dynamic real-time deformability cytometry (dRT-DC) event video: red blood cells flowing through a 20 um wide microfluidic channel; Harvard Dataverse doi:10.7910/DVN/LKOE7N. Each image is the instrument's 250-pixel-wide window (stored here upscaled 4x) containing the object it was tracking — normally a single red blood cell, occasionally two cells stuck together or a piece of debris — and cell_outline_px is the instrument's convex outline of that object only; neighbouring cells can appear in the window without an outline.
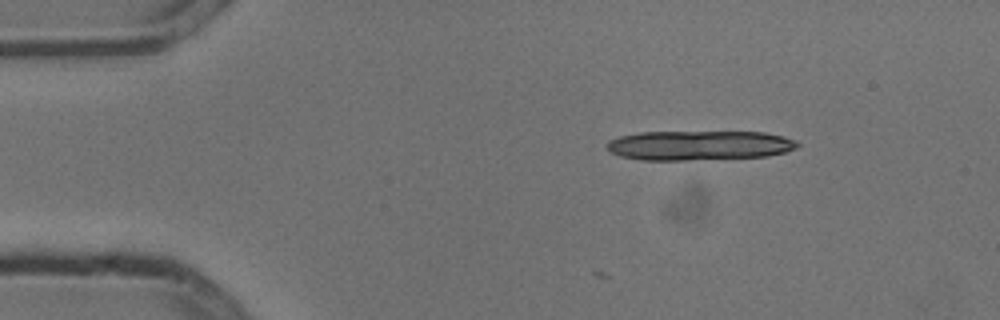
{"species": "common noctule bat (a hibernating species)", "species_latin": "Nyctalus noctula", "temperature_condition": "cold", "stored_images_in_passage": 2, "camera_frame_rate_fps": 3000, "um_per_image_px": 0.085, "animal": {"sex": "male", "body_mass_g": 13.3}, "frame": {"image": 1, "passage_image": 2, "time_ms": 0.333, "image_size_px": [1000, 320], "cell_outline_px": [[800, 144], [796, 148], [784, 152], [768, 156], [688, 160], [640, 160], [620, 156], [608, 152], [608, 140], [620, 136], [640, 132], [764, 132], [784, 136], [796, 140]], "centroid_in_image_um": [59.42, 12.36], "position_along_channel_um": 25.6, "area_um2": 33.0}}